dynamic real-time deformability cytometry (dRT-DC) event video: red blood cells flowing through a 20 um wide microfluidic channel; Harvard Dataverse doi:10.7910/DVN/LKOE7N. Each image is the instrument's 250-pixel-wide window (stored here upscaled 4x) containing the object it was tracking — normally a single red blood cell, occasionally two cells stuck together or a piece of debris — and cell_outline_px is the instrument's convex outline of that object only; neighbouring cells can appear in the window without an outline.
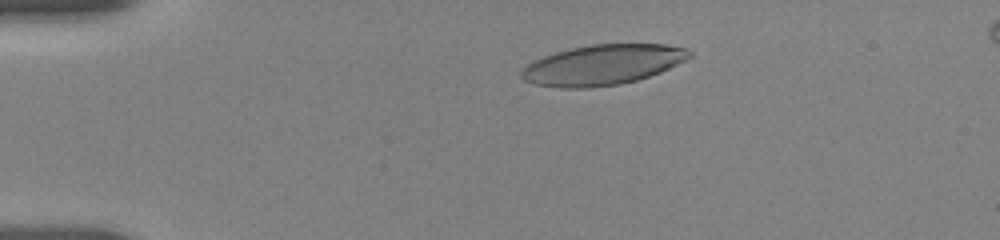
{"species": "human", "species_latin": "Homo sapiens", "temperature_condition": "room temperature", "stored_images_in_passage": 51, "camera_frame_rate_fps": 3000, "um_per_image_px": 0.085, "donor": {"sex": "female"}, "frame": {"image": 1, "passage_image": 8, "time_ms": 3.0, "image_size_px": [1000, 240], "cell_outline_px": [[692, 56], [660, 72], [636, 80], [620, 84], [588, 88], [564, 88], [532, 84], [524, 80], [520, 76], [520, 72], [528, 64], [544, 56], [556, 52], [572, 48], [592, 44], [668, 44], [688, 48], [692, 52]], "centroid_in_image_um": [51.23, 5.51], "position_along_channel_um": 33.8, "area_um2": 39.25}}
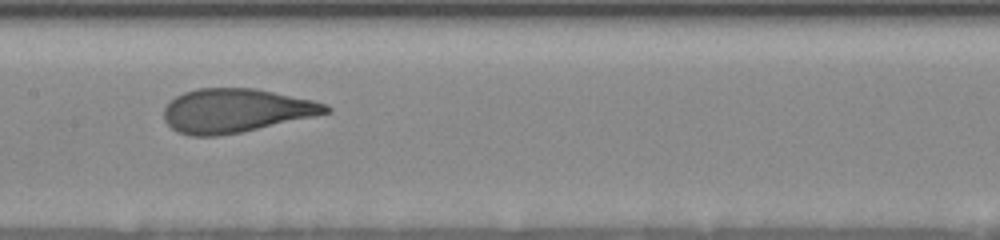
{"frame": {"image": 2, "passage_image": 24, "time_ms": 8.667, "image_size_px": [1000, 240], "cell_outline_px": [[332, 112], [240, 132], [216, 136], [188, 136], [176, 132], [164, 120], [164, 108], [176, 96], [184, 92], [196, 88], [256, 88], [312, 100], [328, 104], [332, 108]], "centroid_in_image_um": [20.03, 9.4], "position_along_channel_um": 187.4, "area_um2": 41.27}}
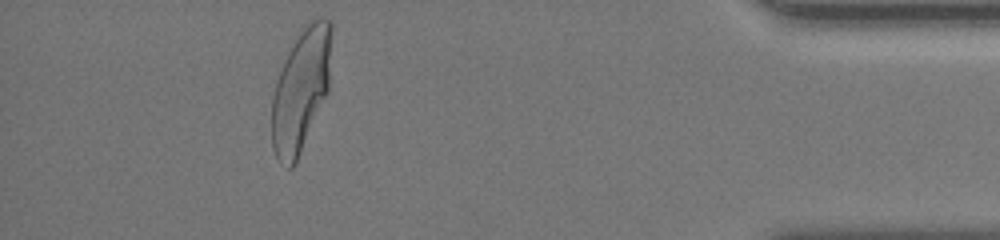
{"frame": {"image": 3, "passage_image": 44, "time_ms": 16.0, "image_size_px": [1000, 240], "cell_outline_px": [[332, 28], [328, 92], [296, 164], [292, 168], [288, 168], [280, 164], [272, 148], [272, 96], [276, 80], [288, 52], [300, 28], [304, 24], [316, 16], [324, 16], [332, 20]], "centroid_in_image_um": [25.59, 7.61], "position_along_channel_um": 409.6, "area_um2": 43.41}, "authors_computed_cell_mechanics": {"area_um2": 41.5004, "velocity_mm_per_s": 3.6575, "shape_relaxation_time_tau1_ms": 4.0514, "shape_relaxation_time_tau2_ms": 0.876, "deformation_change_tau1": 0.2082, "deformation_change_tau2": 0.0867}}